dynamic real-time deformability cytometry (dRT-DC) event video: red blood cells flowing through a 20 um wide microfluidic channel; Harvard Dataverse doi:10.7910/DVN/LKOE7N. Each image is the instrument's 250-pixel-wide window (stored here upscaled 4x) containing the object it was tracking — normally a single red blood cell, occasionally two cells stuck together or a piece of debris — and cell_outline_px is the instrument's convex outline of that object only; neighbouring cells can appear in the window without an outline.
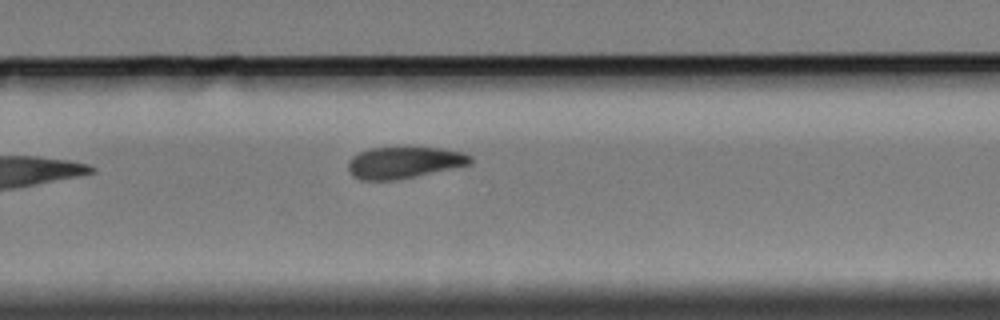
{"species": "Egyptian fruit bat (a non-hibernating species)", "species_latin": "Rousettus aegyptiacus", "temperature_condition": "cold", "stored_images_in_passage": 12, "camera_frame_rate_fps": 3000, "um_per_image_px": 0.085, "animal": {"sex": "female"}, "frame": {"image": 1, "passage_image": 12, "time_ms": 14.333, "image_size_px": [1000, 320], "cell_outline_px": [[472, 164], [396, 180], [360, 180], [352, 176], [348, 168], [348, 160], [352, 156], [360, 152], [372, 148], [440, 148], [460, 152], [472, 156]], "centroid_in_image_um": [34.32, 13.83], "position_along_channel_um": 295.5, "area_um2": 22.31}}